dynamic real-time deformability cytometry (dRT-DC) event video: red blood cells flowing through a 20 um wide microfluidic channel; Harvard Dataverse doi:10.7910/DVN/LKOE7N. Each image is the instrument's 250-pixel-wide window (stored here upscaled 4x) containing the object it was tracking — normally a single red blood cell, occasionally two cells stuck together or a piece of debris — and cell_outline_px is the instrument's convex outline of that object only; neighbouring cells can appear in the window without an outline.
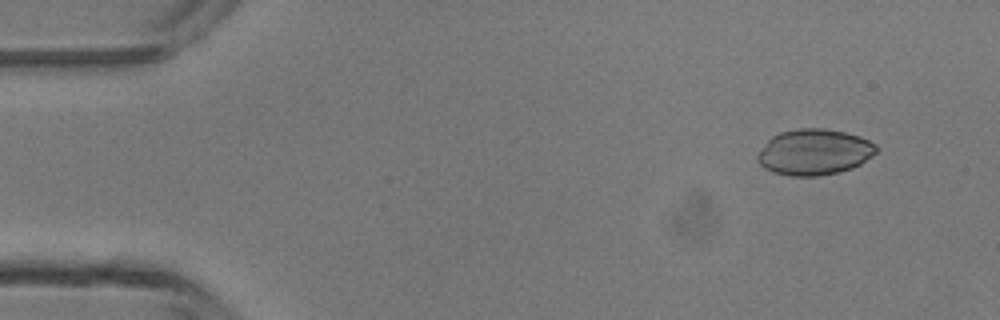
{"species": "common noctule bat (a hibernating species)", "species_latin": "Nyctalus noctula", "temperature_condition": "room temperature", "stored_images_in_passage": 6, "camera_frame_rate_fps": 3000, "um_per_image_px": 0.085, "animal": {"sex": "male", "body_mass_g": 13.3}, "frame": {"image": 1, "passage_image": 2, "time_ms": 1.0, "image_size_px": [1000, 320], "cell_outline_px": [[876, 152], [872, 156], [860, 164], [852, 168], [840, 172], [820, 176], [788, 176], [764, 168], [756, 160], [756, 156], [768, 140], [772, 136], [780, 132], [800, 128], [824, 128], [844, 132], [860, 136], [876, 144]], "centroid_in_image_um": [69.21, 12.93], "position_along_channel_um": 15.8, "area_um2": 31.79}}